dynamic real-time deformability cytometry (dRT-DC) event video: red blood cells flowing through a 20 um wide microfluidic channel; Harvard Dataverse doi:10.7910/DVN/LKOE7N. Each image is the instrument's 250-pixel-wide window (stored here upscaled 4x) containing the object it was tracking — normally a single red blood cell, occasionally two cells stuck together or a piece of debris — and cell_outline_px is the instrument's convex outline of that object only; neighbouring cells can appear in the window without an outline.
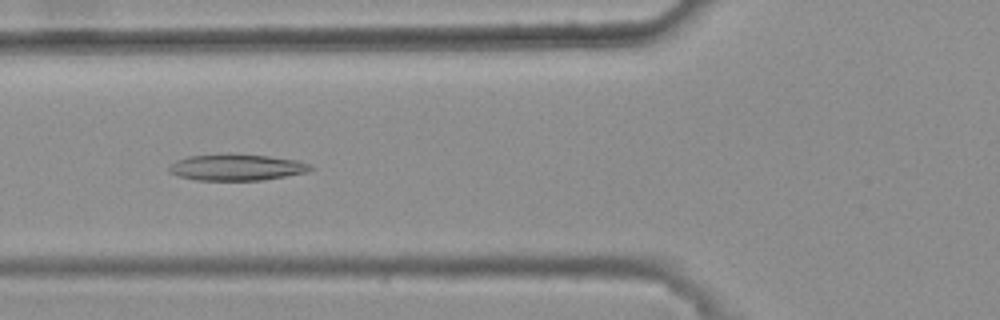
{"species": "common noctule bat (a hibernating species)", "species_latin": "Nyctalus noctula", "temperature_condition": "warm", "stored_images_in_passage": 37, "camera_frame_rate_fps": 3000, "um_per_image_px": 0.085, "animal": {"sex": "female", "body_mass_g": 25.1}, "frame": {"image": 1, "passage_image": 11, "time_ms": 3.333, "image_size_px": [1000, 320], "cell_outline_px": [[316, 168], [308, 172], [260, 180], [196, 180], [180, 176], [168, 172], [168, 168], [176, 160], [188, 156], [224, 152], [236, 152], [268, 156], [296, 160], [308, 164]], "centroid_in_image_um": [20.09, 14.19], "position_along_channel_um": 105.7, "area_um2": 22.14}}
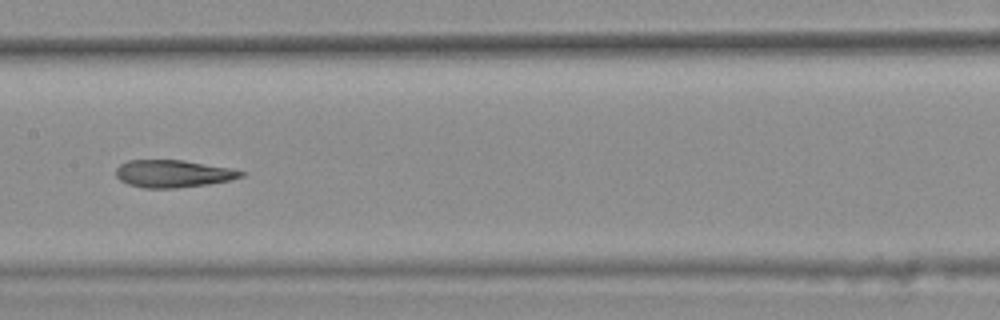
{"frame": {"image": 2, "passage_image": 18, "time_ms": 5.667, "image_size_px": [1000, 320], "cell_outline_px": [[244, 176], [232, 180], [208, 184], [176, 188], [144, 188], [128, 184], [120, 180], [116, 176], [116, 168], [120, 164], [128, 160], [184, 160], [232, 168], [244, 172]], "centroid_in_image_um": [14.72, 14.76], "position_along_channel_um": 192.7, "area_um2": 20.11}}
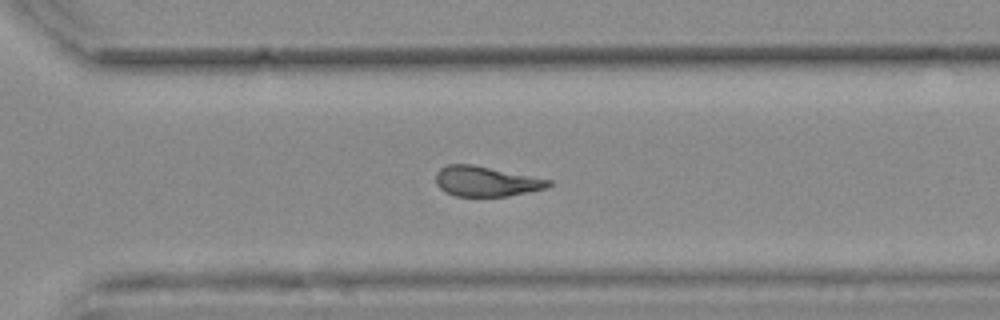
{"frame": {"image": 3, "passage_image": 29, "time_ms": 9.333, "image_size_px": [1000, 320], "cell_outline_px": [[552, 184], [548, 188], [508, 196], [456, 196], [444, 192], [436, 184], [436, 172], [440, 168], [448, 164], [472, 164], [552, 180]], "centroid_in_image_um": [41.31, 15.41], "position_along_channel_um": 329.3, "area_um2": 19.83}, "authors_computed_cell_mechanics": {"area_um2": 20.7502, "velocity_mm_per_s": 3.7297, "shape_relaxation_time_tau1_ms": null, "shape_relaxation_time_tau2_ms": 3.4945, "deformation_change_tau1": null, "deformation_change_tau2": 0.1313}}